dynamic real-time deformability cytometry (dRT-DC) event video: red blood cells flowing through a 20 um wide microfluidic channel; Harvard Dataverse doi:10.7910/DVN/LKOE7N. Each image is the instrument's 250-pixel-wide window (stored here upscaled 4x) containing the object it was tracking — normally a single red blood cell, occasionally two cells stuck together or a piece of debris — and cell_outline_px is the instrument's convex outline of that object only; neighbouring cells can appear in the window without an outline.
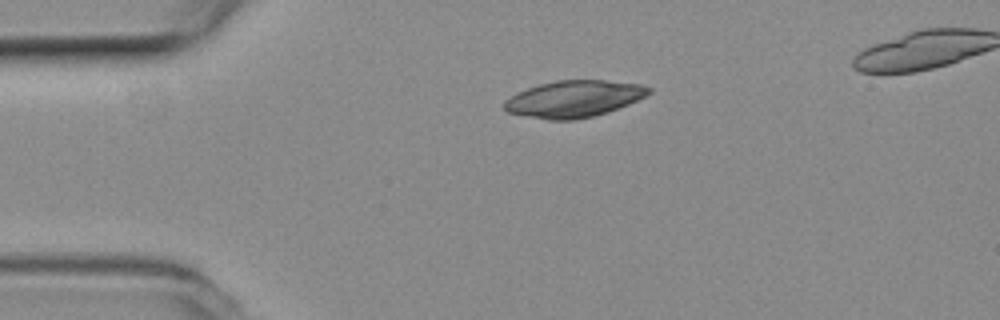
{"species": "common noctule bat (a hibernating species)", "species_latin": "Nyctalus noctula", "temperature_condition": "room temperature", "stored_images_in_passage": 5, "camera_frame_rate_fps": 3000, "um_per_image_px": 0.085, "animal": {"sex": "female", "body_mass_g": 19.3, "forearm_length_mm": 54.1}, "frame": {"image": 1, "passage_image": 5, "time_ms": 1.333, "image_size_px": [1000, 320], "cell_outline_px": [[652, 92], [628, 104], [608, 112], [576, 120], [548, 120], [508, 112], [504, 108], [504, 100], [528, 88], [540, 84], [556, 80], [604, 80], [640, 84], [652, 88]], "centroid_in_image_um": [48.8, 8.4], "position_along_channel_um": 36.2, "area_um2": 30.63}}